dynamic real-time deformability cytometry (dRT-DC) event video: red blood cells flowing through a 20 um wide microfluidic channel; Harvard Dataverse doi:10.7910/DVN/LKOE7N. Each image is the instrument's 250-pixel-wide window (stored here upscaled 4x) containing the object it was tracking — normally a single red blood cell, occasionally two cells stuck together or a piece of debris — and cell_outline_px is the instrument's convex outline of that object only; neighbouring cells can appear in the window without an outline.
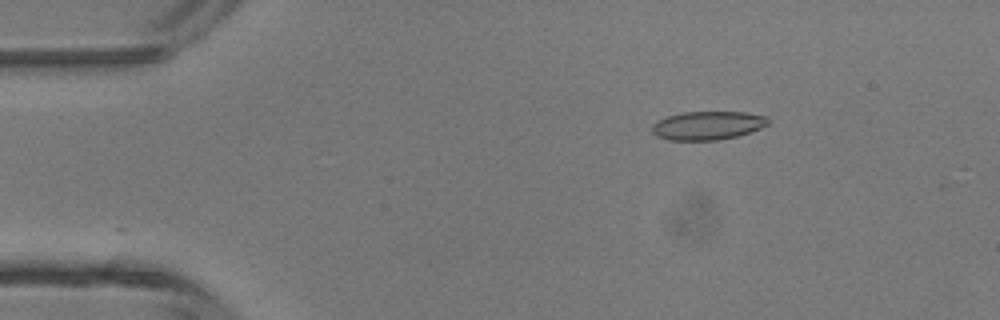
{"species": "common noctule bat (a hibernating species)", "species_latin": "Nyctalus noctula", "temperature_condition": "room temperature", "stored_images_in_passage": 41, "camera_frame_rate_fps": 3000, "um_per_image_px": 0.085, "animal": {"sex": "male", "body_mass_g": 13.3}, "frame": {"image": 1, "passage_image": 1, "time_ms": 0.0, "image_size_px": [1000, 320], "cell_outline_px": [[768, 124], [760, 128], [736, 136], [720, 140], [668, 140], [656, 136], [652, 132], [652, 124], [656, 120], [668, 116], [684, 112], [744, 112], [768, 116]], "centroid_in_image_um": [60.12, 10.66], "position_along_channel_um": 24.9, "area_um2": 19.31}}
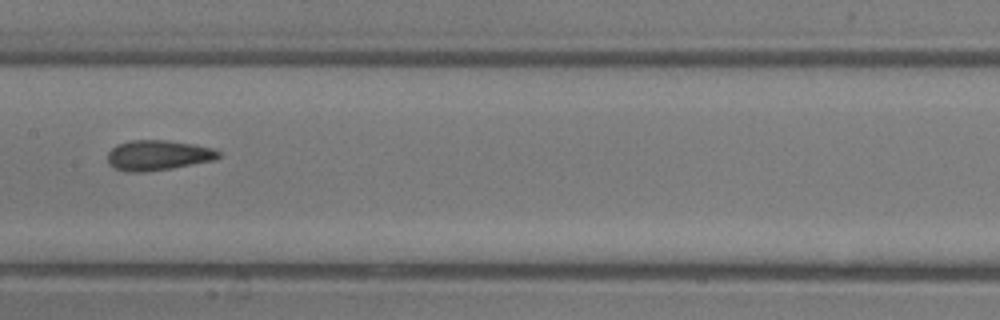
{"frame": {"image": 2, "passage_image": 17, "time_ms": 5.333, "image_size_px": [1000, 320], "cell_outline_px": [[220, 156], [216, 160], [172, 168], [148, 172], [128, 172], [116, 168], [108, 164], [108, 152], [116, 144], [132, 140], [168, 140], [196, 144], [212, 148], [220, 152]], "centroid_in_image_um": [13.44, 13.19], "position_along_channel_um": 194.0, "area_um2": 19.71}}
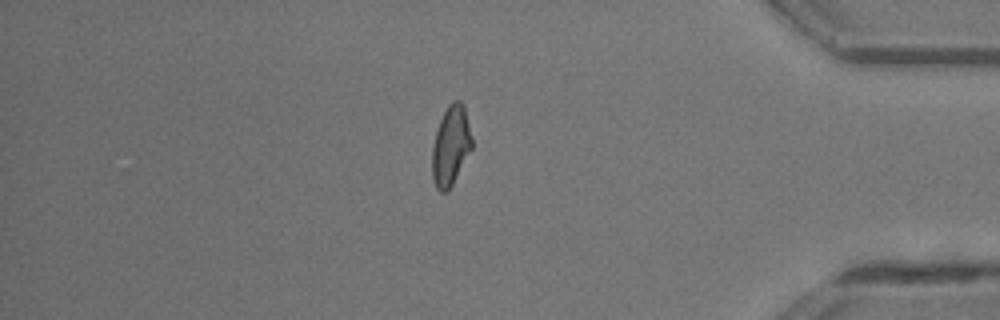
{"frame": {"image": 3, "passage_image": 33, "time_ms": 10.667, "image_size_px": [1000, 320], "cell_outline_px": [[472, 148], [452, 184], [444, 192], [440, 192], [436, 188], [432, 180], [432, 148], [436, 132], [440, 120], [448, 104], [452, 100], [460, 100], [464, 104], [472, 136]], "centroid_in_image_um": [38.31, 12.35], "position_along_channel_um": 396.9, "area_um2": 18.44}}